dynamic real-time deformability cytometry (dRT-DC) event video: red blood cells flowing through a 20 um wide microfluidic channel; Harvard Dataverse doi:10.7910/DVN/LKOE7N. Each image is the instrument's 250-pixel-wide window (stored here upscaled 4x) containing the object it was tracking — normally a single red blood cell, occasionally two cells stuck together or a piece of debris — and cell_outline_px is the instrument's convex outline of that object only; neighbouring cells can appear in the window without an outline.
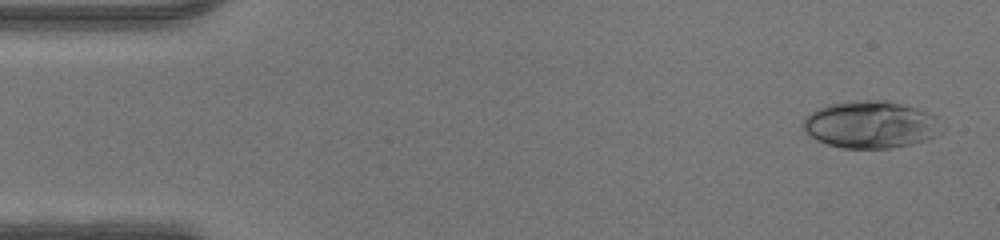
{"species": "human", "species_latin": "Homo sapiens", "temperature_condition": "warm", "stored_images_in_passage": 47, "camera_frame_rate_fps": 3000, "um_per_image_px": 0.085, "donor": {"sex": "male"}, "frame": {"image": 1, "passage_image": 2, "time_ms": 0.333, "image_size_px": [1000, 240], "cell_outline_px": [[944, 128], [936, 136], [924, 140], [892, 148], [844, 148], [828, 144], [816, 140], [804, 128], [804, 120], [816, 108], [832, 104], [868, 100], [884, 100], [916, 108], [928, 112], [936, 116]], "centroid_in_image_um": [74.05, 10.6], "position_along_channel_um": 10.9, "area_um2": 37.57}}
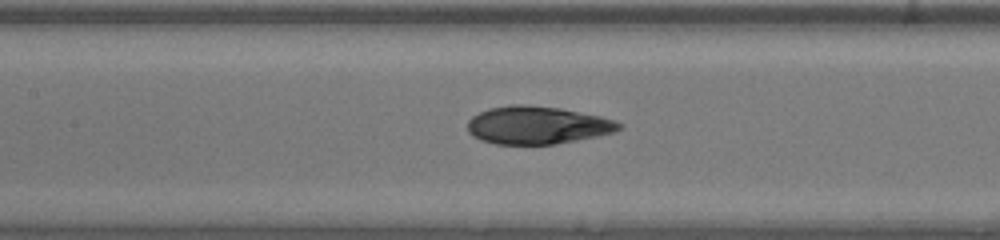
{"frame": {"image": 2, "passage_image": 21, "time_ms": 6.667, "image_size_px": [1000, 240], "cell_outline_px": [[624, 128], [616, 132], [556, 144], [496, 144], [480, 140], [472, 136], [468, 132], [468, 120], [472, 116], [488, 108], [512, 104], [528, 104], [560, 108], [600, 116], [616, 120], [624, 124]], "centroid_in_image_um": [45.69, 10.63], "position_along_channel_um": 161.7, "area_um2": 33.7}}
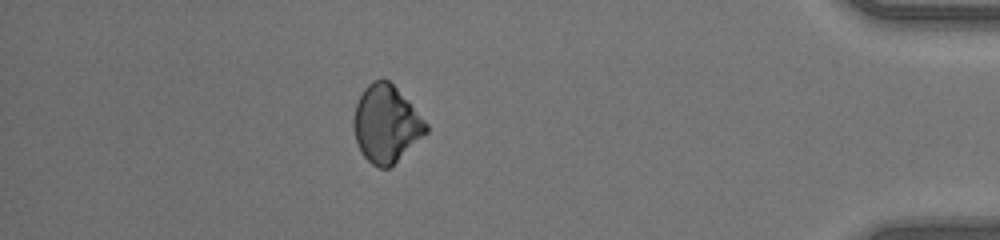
{"frame": {"image": 3, "passage_image": 41, "time_ms": 13.333, "image_size_px": [1000, 240], "cell_outline_px": [[428, 132], [388, 168], [380, 168], [372, 164], [364, 156], [356, 140], [352, 124], [352, 120], [356, 104], [364, 88], [372, 80], [388, 80], [396, 88], [428, 124]], "centroid_in_image_um": [32.8, 10.53], "position_along_channel_um": 402.4, "area_um2": 32.02}}